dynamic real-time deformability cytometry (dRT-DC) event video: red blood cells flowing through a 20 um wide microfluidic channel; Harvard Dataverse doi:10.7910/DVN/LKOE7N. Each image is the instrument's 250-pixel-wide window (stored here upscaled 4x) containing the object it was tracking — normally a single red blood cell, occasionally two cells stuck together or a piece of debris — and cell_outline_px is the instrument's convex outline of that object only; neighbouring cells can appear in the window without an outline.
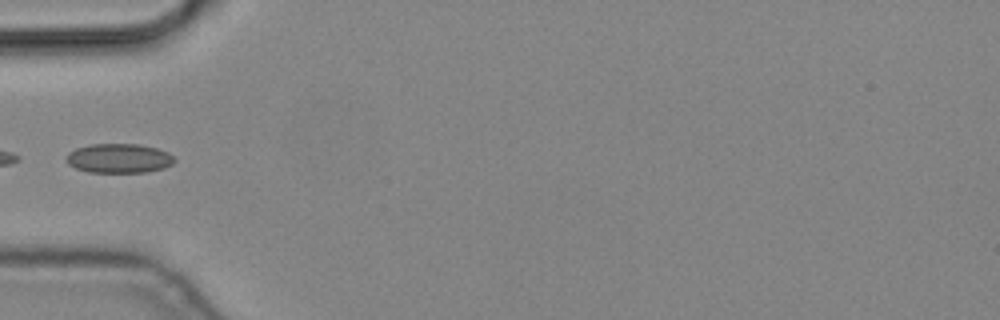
{"species": "common noctule bat (a hibernating species)", "species_latin": "Nyctalus noctula", "temperature_condition": "cold", "stored_images_in_passage": 5, "camera_frame_rate_fps": 3000, "um_per_image_px": 0.085, "animal": {"sex": "male", "body_mass_g": 19.2, "forearm_length_mm": 51.8}, "frame": {"image": 1, "passage_image": 5, "time_ms": 1.333, "image_size_px": [1000, 320], "cell_outline_px": [[176, 160], [172, 164], [164, 168], [148, 172], [88, 172], [76, 168], [68, 164], [64, 160], [64, 156], [68, 152], [76, 148], [88, 144], [140, 144], [156, 148], [168, 152]], "centroid_in_image_um": [10.07, 13.45], "position_along_channel_um": 74.9, "area_um2": 18.73}}